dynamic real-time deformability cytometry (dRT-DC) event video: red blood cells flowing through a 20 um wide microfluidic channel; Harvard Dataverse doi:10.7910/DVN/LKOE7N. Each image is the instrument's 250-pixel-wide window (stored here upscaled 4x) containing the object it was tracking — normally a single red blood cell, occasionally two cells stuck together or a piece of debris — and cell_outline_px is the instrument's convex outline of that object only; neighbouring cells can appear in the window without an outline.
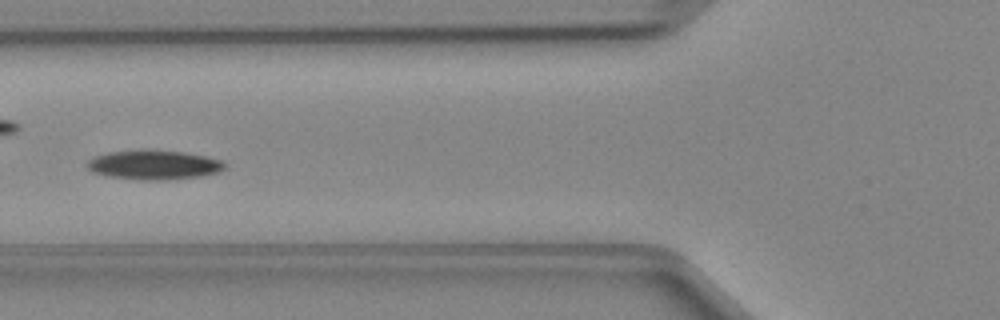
{"species": "Egyptian fruit bat (a non-hibernating species)", "species_latin": "Rousettus aegyptiacus", "temperature_condition": "cold", "stored_images_in_passage": 19, "camera_frame_rate_fps": 3000, "um_per_image_px": 0.085, "animal": {"sex": "female"}, "frame": {"image": 1, "passage_image": 9, "time_ms": 2.667, "image_size_px": [1000, 320], "cell_outline_px": [[228, 164], [220, 172], [200, 176], [164, 180], [144, 180], [108, 176], [92, 172], [84, 164], [92, 156], [108, 152], [144, 148], [152, 148], [184, 152], [208, 156], [220, 160]], "centroid_in_image_um": [13.06, 13.98], "position_along_channel_um": 112.7, "area_um2": 24.22}}